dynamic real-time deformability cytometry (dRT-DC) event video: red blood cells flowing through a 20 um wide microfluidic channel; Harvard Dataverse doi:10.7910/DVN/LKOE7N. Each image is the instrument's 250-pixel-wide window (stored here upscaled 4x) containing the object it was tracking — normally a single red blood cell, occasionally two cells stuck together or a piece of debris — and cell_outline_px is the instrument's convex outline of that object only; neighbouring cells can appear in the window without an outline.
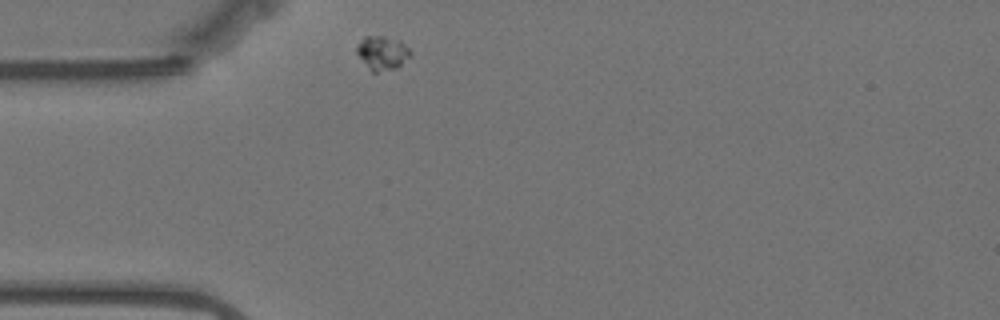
{"species": "Egyptian fruit bat (a non-hibernating species)", "species_latin": "Rousettus aegyptiacus", "temperature_condition": "warm", "stored_images_in_passage": 37, "camera_frame_rate_fps": 3000, "um_per_image_px": 0.085, "animal": {"sex": "female"}, "frame": {"image": 1, "passage_image": 1, "time_ms": 0.0, "image_size_px": [1000, 320], "cell_outline_px": [[412, 52], [396, 68], [376, 72], [372, 72], [356, 52], [356, 48], [360, 40], [364, 36], [384, 36], [400, 40]], "centroid_in_image_um": [32.47, 4.47], "position_along_channel_um": 52.5, "area_um2": 10.35}}
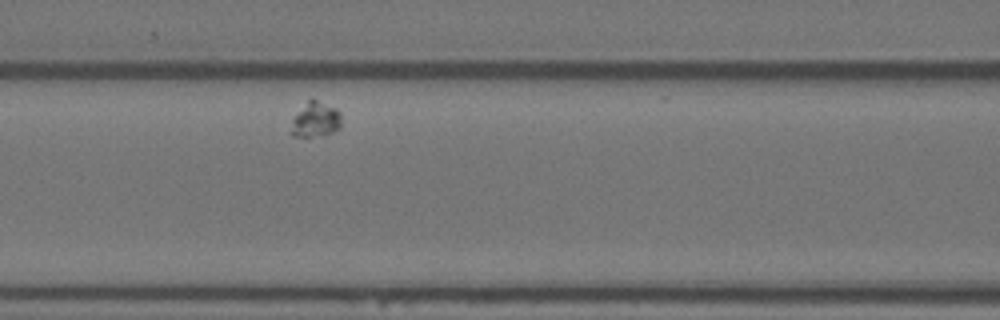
{"frame": {"image": 2, "passage_image": 11, "time_ms": 3.333, "image_size_px": [1000, 320], "cell_outline_px": [[340, 128], [324, 136], [292, 136], [288, 132], [292, 116], [312, 96], [336, 108], [340, 112]], "centroid_in_image_um": [26.76, 10.15], "position_along_channel_um": 139.8, "area_um2": 10.81}}